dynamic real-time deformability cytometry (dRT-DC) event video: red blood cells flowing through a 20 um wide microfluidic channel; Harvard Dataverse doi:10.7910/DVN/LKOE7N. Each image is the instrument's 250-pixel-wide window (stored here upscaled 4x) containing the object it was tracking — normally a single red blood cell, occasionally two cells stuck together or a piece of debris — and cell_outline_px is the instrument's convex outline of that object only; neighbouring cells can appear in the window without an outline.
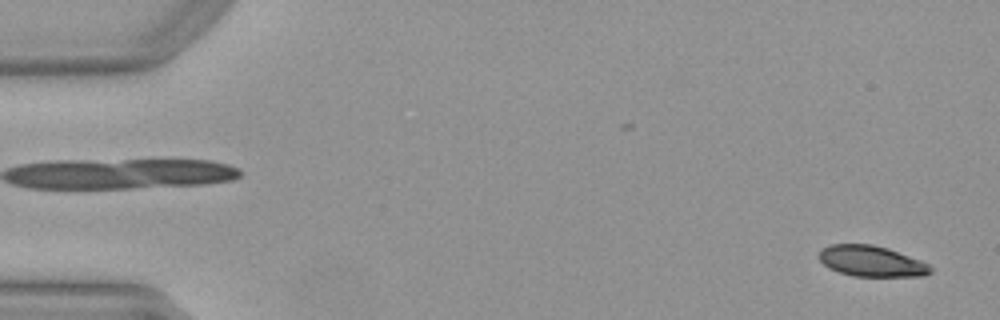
{"species": "Egyptian fruit bat (a non-hibernating species)", "species_latin": "Rousettus aegyptiacus", "temperature_condition": "warm", "stored_images_in_passage": 12, "camera_frame_rate_fps": 3000, "um_per_image_px": 0.085, "animal": {"sex": "female"}, "frame": {"image": 1, "passage_image": 3, "time_ms": 0.667, "image_size_px": [1000, 320], "cell_outline_px": [[932, 272], [924, 276], [852, 276], [828, 268], [816, 256], [820, 248], [832, 244], [872, 244], [888, 248], [920, 260], [928, 264], [932, 268]], "centroid_in_image_um": [74.03, 22.19], "position_along_channel_um": 11.0, "area_um2": 20.17}}